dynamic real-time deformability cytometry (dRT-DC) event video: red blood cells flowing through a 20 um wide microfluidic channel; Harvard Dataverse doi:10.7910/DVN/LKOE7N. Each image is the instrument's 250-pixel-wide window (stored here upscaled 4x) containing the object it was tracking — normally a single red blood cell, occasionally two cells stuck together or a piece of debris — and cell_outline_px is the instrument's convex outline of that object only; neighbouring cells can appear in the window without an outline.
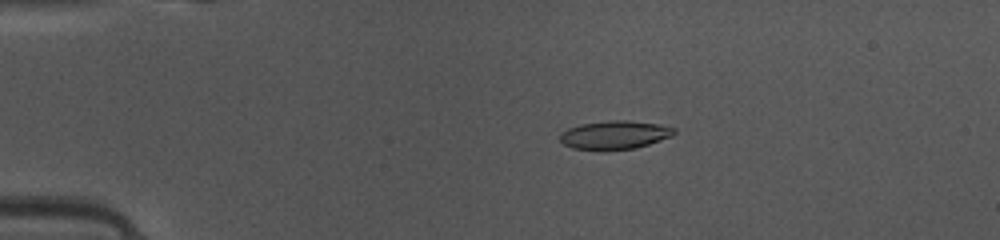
{"species": "common noctule bat (a hibernating species)", "species_latin": "Nyctalus noctula", "temperature_condition": "warm", "stored_images_in_passage": 43, "camera_frame_rate_fps": 3000, "um_per_image_px": 0.085, "animal": {"sex": "female", "body_mass_g": 10.0, "forearm_length_mm": 53.1}, "frame": {"image": 1, "passage_image": 5, "time_ms": 1.333, "image_size_px": [1000, 240], "cell_outline_px": [[676, 132], [672, 136], [636, 148], [572, 148], [564, 144], [560, 140], [560, 132], [568, 128], [580, 124], [608, 120], [628, 120], [660, 124], [676, 128]], "centroid_in_image_um": [52.27, 11.42], "position_along_channel_um": 32.7, "area_um2": 18.55}}
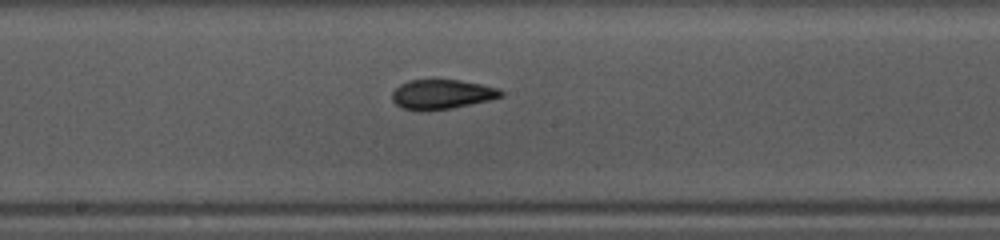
{"frame": {"image": 2, "passage_image": 21, "time_ms": 6.667, "image_size_px": [1000, 240], "cell_outline_px": [[504, 96], [488, 100], [452, 108], [404, 108], [396, 104], [392, 100], [392, 92], [400, 84], [408, 80], [432, 76], [460, 80], [500, 88], [504, 92]], "centroid_in_image_um": [37.58, 7.92], "position_along_channel_um": 210.6, "area_um2": 18.9}}
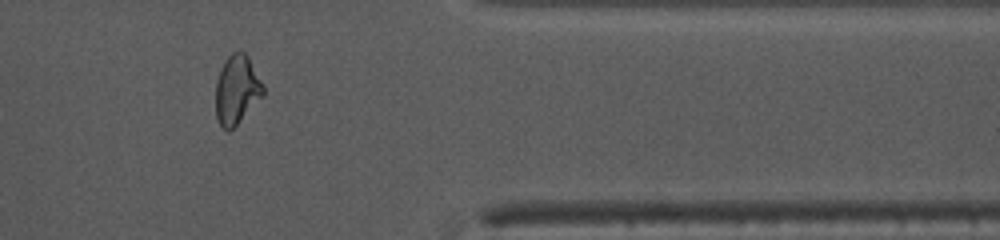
{"frame": {"image": 3, "passage_image": 35, "time_ms": 11.333, "image_size_px": [1000, 240], "cell_outline_px": [[264, 96], [228, 132], [220, 124], [216, 116], [216, 80], [220, 68], [228, 56], [232, 52], [244, 52], [248, 56], [264, 84]], "centroid_in_image_um": [20.14, 7.61], "position_along_channel_um": 391.3, "area_um2": 19.07}, "authors_computed_cell_mechanics": {"area_um2": 18.9006, "velocity_mm_per_s": 4.1622, "shape_relaxation_time_tau1_ms": 4.0411, "shape_relaxation_time_tau2_ms": 2.0219, "deformation_change_tau1": 0.1673, "deformation_change_tau2": 0.053}}